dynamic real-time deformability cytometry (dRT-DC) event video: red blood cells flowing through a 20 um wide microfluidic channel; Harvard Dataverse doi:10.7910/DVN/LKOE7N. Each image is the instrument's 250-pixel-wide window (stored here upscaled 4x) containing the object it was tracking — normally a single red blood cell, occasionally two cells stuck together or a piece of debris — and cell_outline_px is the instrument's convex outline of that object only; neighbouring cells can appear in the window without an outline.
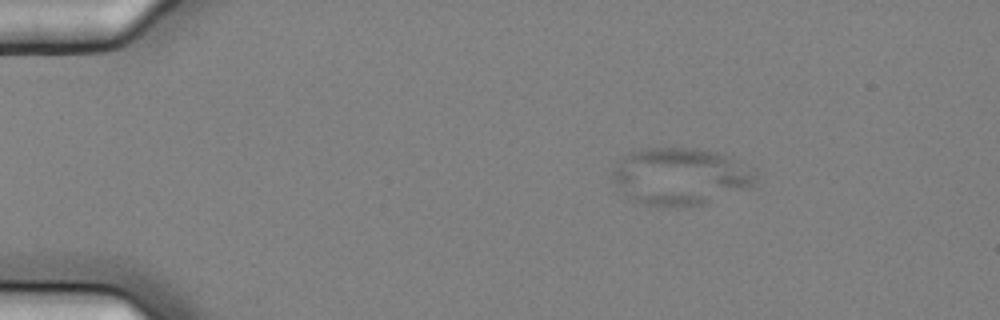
{"species": "common noctule bat (a hibernating species)", "species_latin": "Nyctalus noctula", "temperature_condition": "cold", "stored_images_in_passage": 6, "camera_frame_rate_fps": 3000, "um_per_image_px": 0.085, "animal": {"sex": "female", "body_mass_g": 25.1}, "frame": {"image": 1, "passage_image": 3, "time_ms": 0.667, "image_size_px": [1000, 320], "cell_outline_px": [[756, 176], [752, 184], [748, 188], [704, 204], [676, 208], [648, 204], [632, 200], [612, 180], [612, 172], [620, 156], [644, 148], [692, 148], [716, 152], [756, 172]], "centroid_in_image_um": [57.76, 15.0], "position_along_channel_um": 27.2, "area_um2": 47.05}}